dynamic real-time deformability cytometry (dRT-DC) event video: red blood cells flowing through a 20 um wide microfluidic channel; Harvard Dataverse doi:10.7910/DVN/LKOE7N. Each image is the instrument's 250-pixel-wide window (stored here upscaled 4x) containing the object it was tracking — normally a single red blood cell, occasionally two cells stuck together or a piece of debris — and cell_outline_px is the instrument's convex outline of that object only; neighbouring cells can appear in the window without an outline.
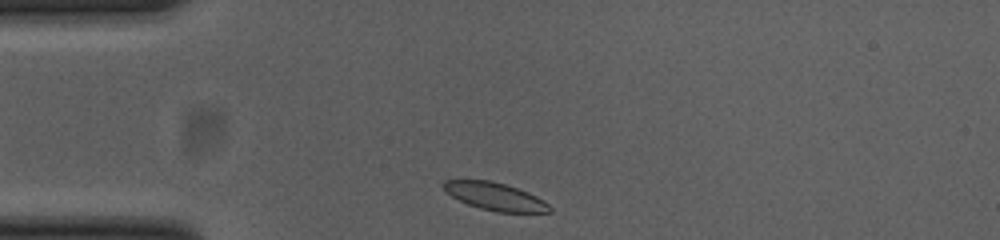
{"species": "common noctule bat (a hibernating species)", "species_latin": "Nyctalus noctula", "temperature_condition": "cold", "stored_images_in_passage": 33, "camera_frame_rate_fps": 3000, "um_per_image_px": 0.085, "animal": {"sex": "female", "body_mass_g": 23.0, "forearm_length_mm": 53.4}, "frame": {"image": 1, "passage_image": 1, "time_ms": 0.0, "image_size_px": [1000, 240], "cell_outline_px": [[552, 212], [496, 212], [480, 208], [468, 204], [452, 196], [440, 184], [444, 180], [492, 180], [528, 192], [544, 200], [552, 208]], "centroid_in_image_um": [42.09, 16.69], "position_along_channel_um": 42.9, "area_um2": 16.99}}
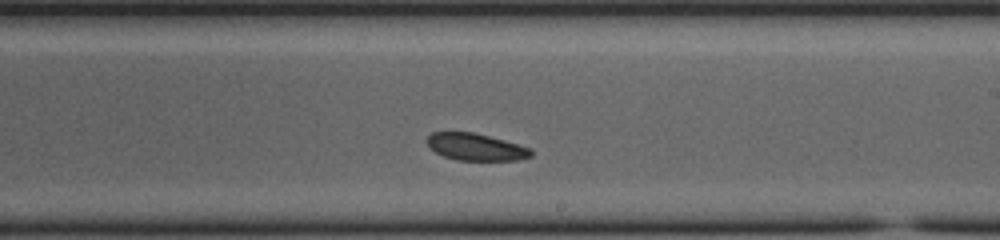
{"frame": {"image": 2, "passage_image": 20, "time_ms": 6.333, "image_size_px": [1000, 240], "cell_outline_px": [[532, 156], [516, 160], [456, 160], [444, 156], [428, 148], [424, 140], [432, 132], [472, 132], [504, 140], [532, 148]], "centroid_in_image_um": [40.4, 12.49], "position_along_channel_um": 248.6, "area_um2": 16.47}}
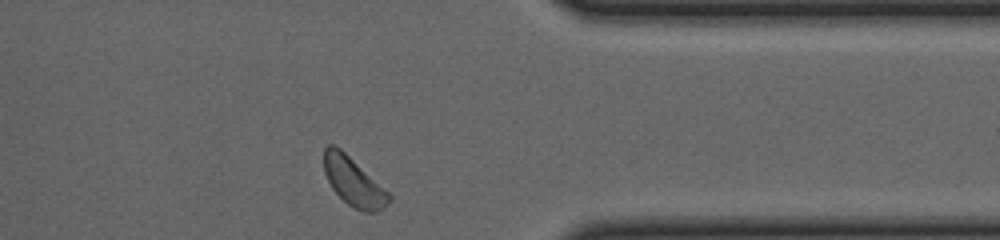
{"frame": {"image": 3, "passage_image": 32, "time_ms": 10.333, "image_size_px": [1000, 240], "cell_outline_px": [[392, 200], [384, 208], [376, 212], [364, 212], [352, 208], [332, 188], [324, 172], [324, 148], [328, 144], [332, 144], [340, 148], [388, 192], [392, 196]], "centroid_in_image_um": [30.05, 15.47], "position_along_channel_um": 381.3, "area_um2": 18.15}, "authors_computed_cell_mechanics": {"area_um2": 17.5712, "velocity_mm_per_s": 3.6134, "shape_relaxation_time_tau1_ms": null, "shape_relaxation_time_tau2_ms": 7.1479, "deformation_change_tau1": null, "deformation_change_tau2": 0.1225}}